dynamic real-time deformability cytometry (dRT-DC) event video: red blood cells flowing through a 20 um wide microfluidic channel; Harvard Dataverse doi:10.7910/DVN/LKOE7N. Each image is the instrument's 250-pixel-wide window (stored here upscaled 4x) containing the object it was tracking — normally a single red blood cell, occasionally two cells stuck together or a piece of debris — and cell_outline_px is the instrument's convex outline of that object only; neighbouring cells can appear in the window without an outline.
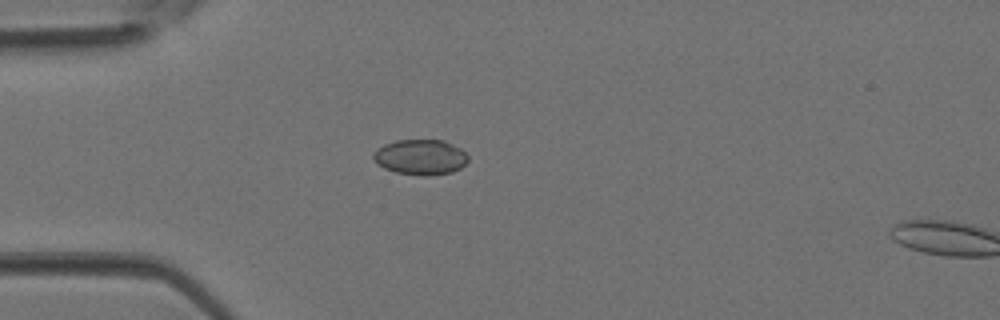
{"species": "Egyptian fruit bat (a non-hibernating species)", "species_latin": "Rousettus aegyptiacus", "temperature_condition": "room temperature", "stored_images_in_passage": 4, "camera_frame_rate_fps": 3000, "um_per_image_px": 0.085, "animal": {"sex": "female"}, "frame": {"image": 1, "passage_image": 3, "time_ms": 0.667, "image_size_px": [1000, 320], "cell_outline_px": [[468, 160], [460, 168], [452, 172], [424, 176], [396, 172], [384, 168], [376, 164], [372, 160], [372, 152], [376, 148], [384, 144], [396, 140], [444, 140], [460, 148], [468, 156]], "centroid_in_image_um": [35.69, 13.35], "position_along_channel_um": 49.3, "area_um2": 19.65}}